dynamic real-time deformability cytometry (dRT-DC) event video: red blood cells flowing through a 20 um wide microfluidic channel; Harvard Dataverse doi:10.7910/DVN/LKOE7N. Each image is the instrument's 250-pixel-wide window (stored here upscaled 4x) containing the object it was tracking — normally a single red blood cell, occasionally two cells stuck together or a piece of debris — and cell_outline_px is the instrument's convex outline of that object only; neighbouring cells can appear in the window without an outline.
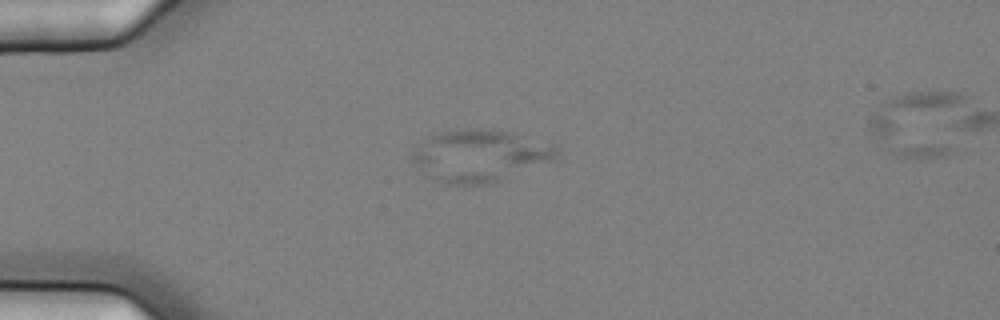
{"species": "common noctule bat (a hibernating species)", "species_latin": "Nyctalus noctula", "temperature_condition": "cold", "stored_images_in_passage": 3, "camera_frame_rate_fps": 3000, "um_per_image_px": 0.085, "animal": {"sex": "female", "body_mass_g": 25.1}, "frame": {"image": 1, "passage_image": 1, "time_ms": 0.0, "image_size_px": [1000, 320], "cell_outline_px": [[560, 160], [492, 184], [448, 184], [436, 180], [412, 160], [416, 148], [428, 136], [440, 132], [460, 128], [496, 128], [512, 132], [556, 144], [560, 148]], "centroid_in_image_um": [40.98, 13.21], "position_along_channel_um": 44.0, "area_um2": 44.68}}